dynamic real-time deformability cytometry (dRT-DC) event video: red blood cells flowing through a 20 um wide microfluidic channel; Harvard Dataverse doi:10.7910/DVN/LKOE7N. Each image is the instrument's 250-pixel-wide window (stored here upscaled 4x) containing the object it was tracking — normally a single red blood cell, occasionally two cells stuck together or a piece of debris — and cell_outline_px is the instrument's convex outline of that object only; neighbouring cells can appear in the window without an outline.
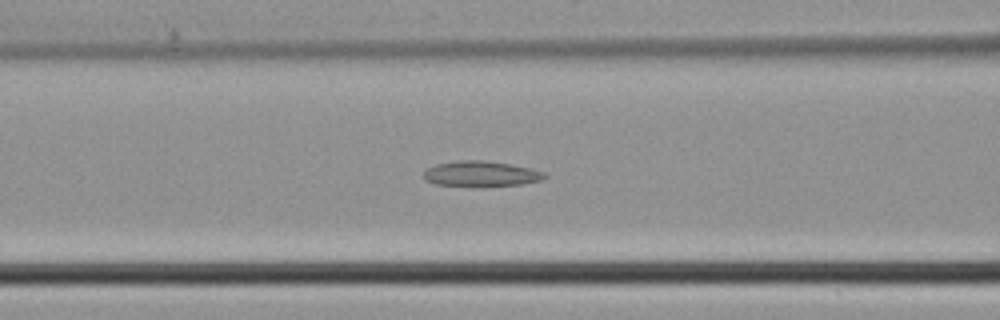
{"species": "common noctule bat (a hibernating species)", "species_latin": "Nyctalus noctula", "temperature_condition": "cold", "stored_images_in_passage": 46, "camera_frame_rate_fps": 3000, "um_per_image_px": 0.085, "animal": {"sex": "male", "body_mass_g": 21.5, "forearm_length_mm": 52.0}, "frame": {"image": 1, "passage_image": 19, "time_ms": 6.0, "image_size_px": [1000, 320], "cell_outline_px": [[548, 176], [540, 180], [524, 184], [436, 184], [424, 180], [424, 172], [428, 168], [436, 164], [456, 160], [484, 160], [512, 164], [544, 172]], "centroid_in_image_um": [40.88, 14.73], "position_along_channel_um": 125.7, "area_um2": 17.17}}
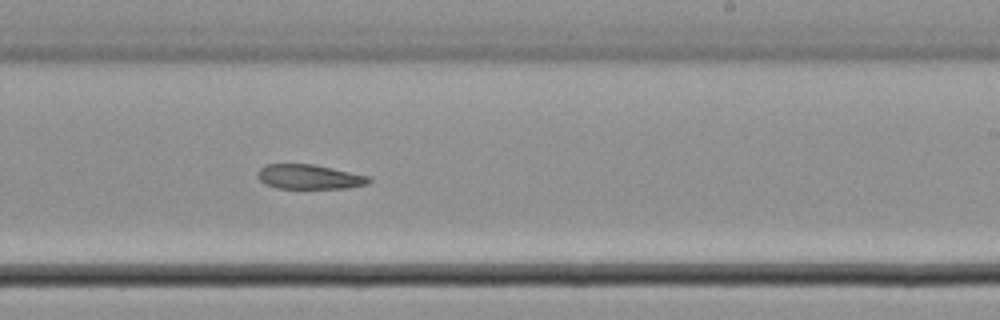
{"frame": {"image": 2, "passage_image": 28, "time_ms": 9.0, "image_size_px": [1000, 320], "cell_outline_px": [[372, 180], [368, 184], [344, 188], [276, 188], [264, 184], [256, 176], [256, 172], [264, 164], [312, 164], [332, 168], [368, 176]], "centroid_in_image_um": [26.23, 15.03], "position_along_channel_um": 262.8, "area_um2": 15.95}}
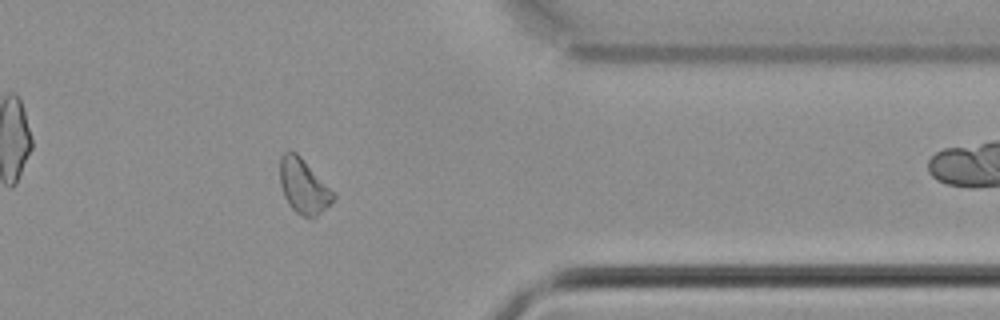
{"frame": {"image": 3, "passage_image": 37, "time_ms": 12.0, "image_size_px": [1000, 320], "cell_outline_px": [[336, 196], [312, 220], [296, 212], [288, 204], [284, 196], [280, 184], [280, 156], [284, 152], [296, 152], [336, 192]], "centroid_in_image_um": [25.81, 15.83], "position_along_channel_um": 385.6, "area_um2": 16.99}}